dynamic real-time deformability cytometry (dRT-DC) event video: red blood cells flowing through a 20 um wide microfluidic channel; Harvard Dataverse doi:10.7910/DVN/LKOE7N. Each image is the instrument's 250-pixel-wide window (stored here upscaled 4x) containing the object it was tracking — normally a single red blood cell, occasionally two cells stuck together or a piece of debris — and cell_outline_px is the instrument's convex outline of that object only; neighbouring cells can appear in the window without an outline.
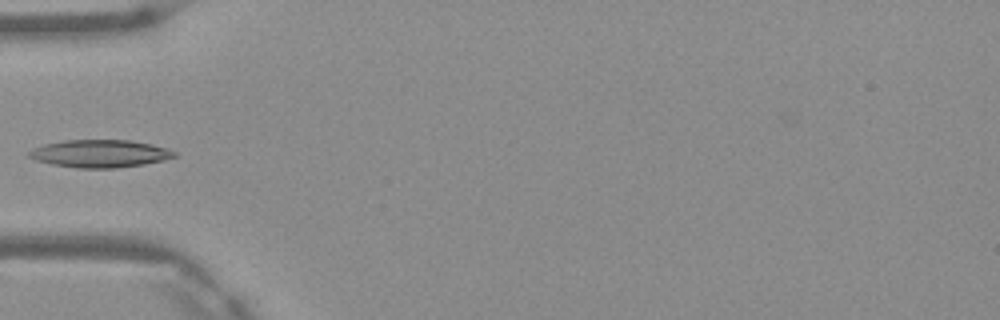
{"species": "Egyptian fruit bat (a non-hibernating species)", "species_latin": "Rousettus aegyptiacus", "temperature_condition": "warm", "stored_images_in_passage": 5, "camera_frame_rate_fps": 3000, "um_per_image_px": 0.085, "frame": {"image": 1, "passage_image": 5, "time_ms": 1.333, "image_size_px": [1000, 320], "cell_outline_px": [[176, 156], [164, 160], [144, 164], [116, 168], [76, 168], [52, 164], [36, 160], [28, 156], [28, 152], [32, 148], [44, 144], [64, 140], [128, 140], [152, 144], [168, 148], [176, 152]], "centroid_in_image_um": [8.49, 13.05], "position_along_channel_um": 76.5, "area_um2": 23.47}}